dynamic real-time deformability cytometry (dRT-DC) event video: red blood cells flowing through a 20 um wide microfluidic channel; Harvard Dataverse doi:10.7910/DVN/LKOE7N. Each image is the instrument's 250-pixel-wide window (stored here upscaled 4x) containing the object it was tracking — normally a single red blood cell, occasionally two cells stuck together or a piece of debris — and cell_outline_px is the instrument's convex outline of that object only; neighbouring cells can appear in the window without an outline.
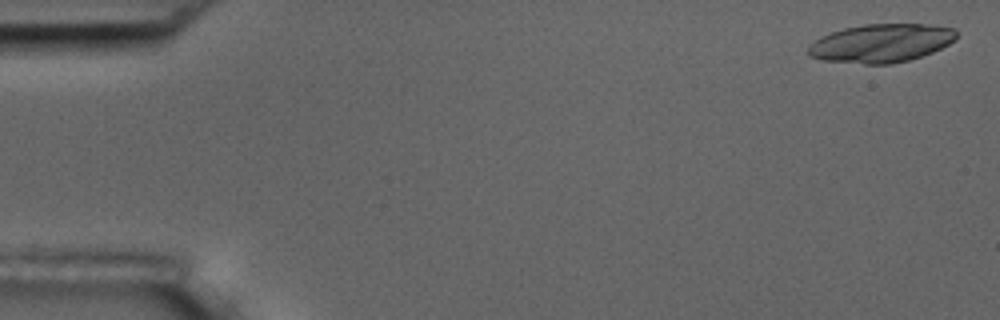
{"species": "common noctule bat (a hibernating species)", "species_latin": "Nyctalus noctula", "temperature_condition": "room temperature", "stored_images_in_passage": 27, "camera_frame_rate_fps": 3000, "um_per_image_px": 0.085, "animal": {"sex": "male", "body_mass_g": 17.5, "forearm_length_mm": 52.3}, "frame": {"image": 1, "passage_image": 2, "time_ms": 0.333, "image_size_px": [1000, 320], "cell_outline_px": [[956, 40], [932, 52], [908, 60], [892, 64], [864, 64], [820, 60], [808, 56], [808, 48], [820, 36], [844, 28], [864, 24], [924, 24], [956, 28]], "centroid_in_image_um": [74.89, 3.67], "position_along_channel_um": 10.1, "area_um2": 33.18}}